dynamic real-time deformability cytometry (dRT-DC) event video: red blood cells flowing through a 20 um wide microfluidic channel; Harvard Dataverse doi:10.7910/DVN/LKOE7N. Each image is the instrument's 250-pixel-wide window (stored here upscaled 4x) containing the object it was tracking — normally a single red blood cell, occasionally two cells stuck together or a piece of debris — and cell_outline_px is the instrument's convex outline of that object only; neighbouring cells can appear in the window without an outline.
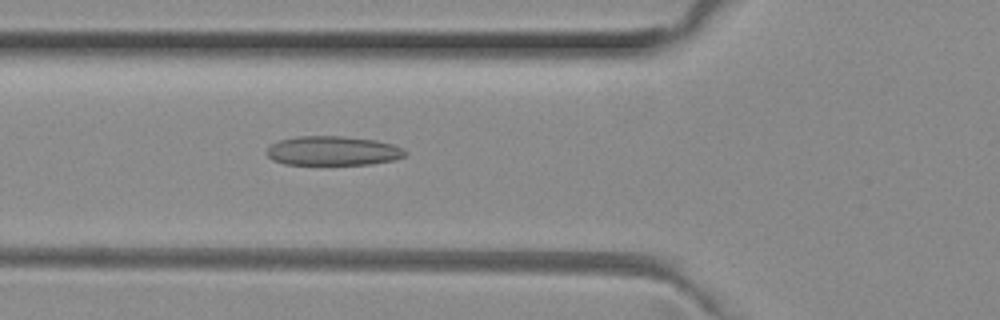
{"species": "common noctule bat (a hibernating species)", "species_latin": "Nyctalus noctula", "temperature_condition": "room temperature", "stored_images_in_passage": 48, "camera_frame_rate_fps": 3000, "um_per_image_px": 0.085, "animal": {"sex": "female", "body_mass_g": 29.2, "forearm_length_mm": 56.3}, "frame": {"image": 1, "passage_image": 15, "time_ms": 4.667, "image_size_px": [1000, 320], "cell_outline_px": [[408, 152], [404, 156], [392, 160], [372, 164], [284, 164], [272, 160], [264, 152], [272, 144], [280, 140], [296, 136], [344, 136], [376, 140], [392, 144], [404, 148]], "centroid_in_image_um": [28.29, 12.81], "position_along_channel_um": 97.5, "area_um2": 23.7}}
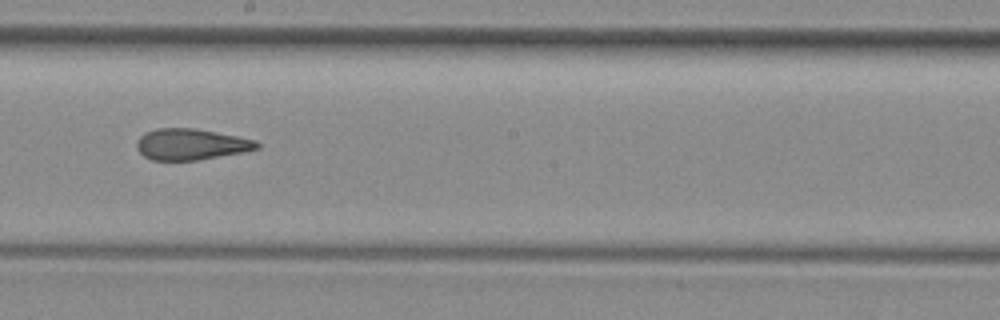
{"frame": {"image": 2, "passage_image": 25, "time_ms": 8.0, "image_size_px": [1000, 320], "cell_outline_px": [[260, 148], [244, 152], [196, 160], [152, 160], [144, 156], [136, 148], [136, 144], [140, 136], [144, 132], [156, 128], [196, 128], [240, 136], [256, 140], [260, 144]], "centroid_in_image_um": [16.25, 12.25], "position_along_channel_um": 231.9, "area_um2": 22.02}}
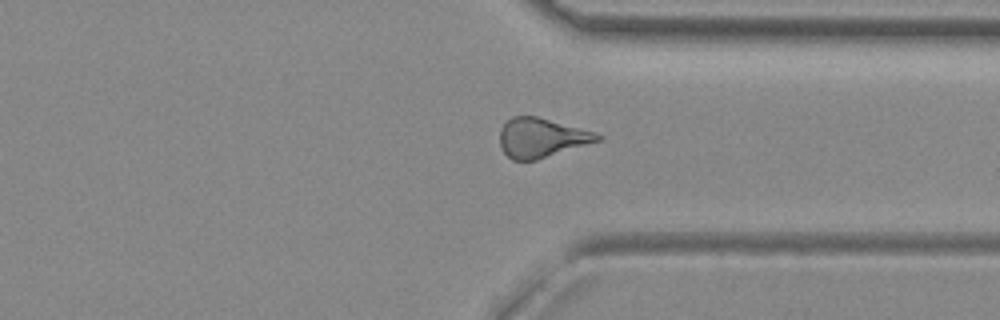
{"frame": {"image": 3, "passage_image": 35, "time_ms": 11.333, "image_size_px": [1000, 320], "cell_outline_px": [[604, 136], [600, 140], [536, 160], [512, 160], [504, 152], [500, 144], [500, 128], [512, 116], [536, 116], [596, 132]], "centroid_in_image_um": [46.02, 11.7], "position_along_channel_um": 365.4, "area_um2": 22.2}, "authors_computed_cell_mechanics": {"area_um2": 22.8021, "velocity_mm_per_s": 4.0186, "shape_relaxation_time_tau1_ms": null, "shape_relaxation_time_tau2_ms": 2.5858, "deformation_change_tau1": null, "deformation_change_tau2": 0.1176}}